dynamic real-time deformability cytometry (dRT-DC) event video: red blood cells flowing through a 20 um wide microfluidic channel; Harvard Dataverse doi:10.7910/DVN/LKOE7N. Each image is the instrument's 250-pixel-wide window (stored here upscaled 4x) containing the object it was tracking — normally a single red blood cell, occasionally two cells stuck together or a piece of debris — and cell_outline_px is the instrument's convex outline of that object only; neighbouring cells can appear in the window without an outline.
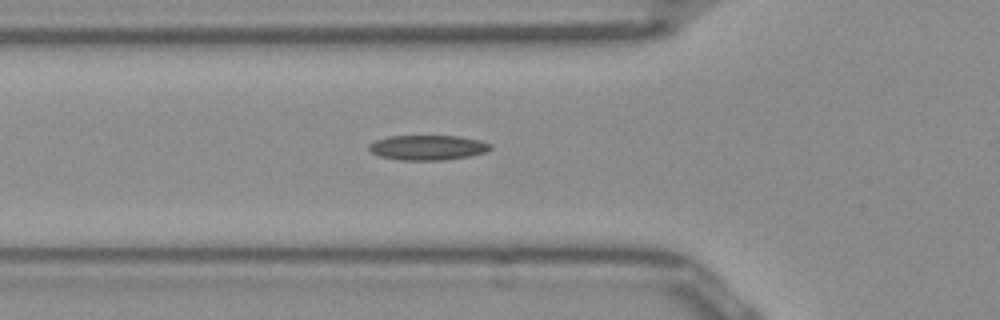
{"species": "Egyptian fruit bat (a non-hibernating species)", "species_latin": "Rousettus aegyptiacus", "temperature_condition": "room temperature", "stored_images_in_passage": 37, "camera_frame_rate_fps": 3000, "um_per_image_px": 0.085, "frame": {"image": 1, "passage_image": 9, "time_ms": 2.667, "image_size_px": [1000, 320], "cell_outline_px": [[492, 148], [484, 152], [468, 156], [444, 160], [400, 160], [380, 156], [372, 152], [368, 148], [368, 144], [376, 140], [388, 136], [460, 136], [480, 140], [492, 144]], "centroid_in_image_um": [36.35, 12.53], "position_along_channel_um": 89.4, "area_um2": 17.63}}
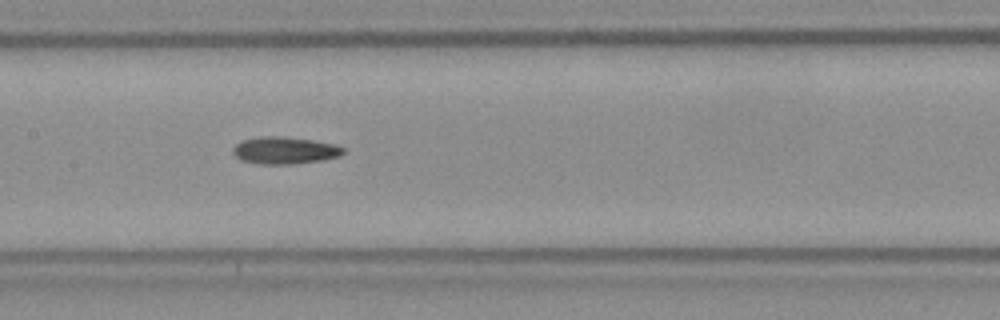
{"frame": {"image": 2, "passage_image": 16, "time_ms": 5.0, "image_size_px": [1000, 320], "cell_outline_px": [[344, 152], [340, 156], [324, 160], [292, 164], [260, 164], [240, 160], [232, 152], [232, 148], [240, 140], [260, 136], [284, 136], [312, 140], [336, 144], [344, 148]], "centroid_in_image_um": [24.19, 12.78], "position_along_channel_um": 183.2, "area_um2": 17.69}}
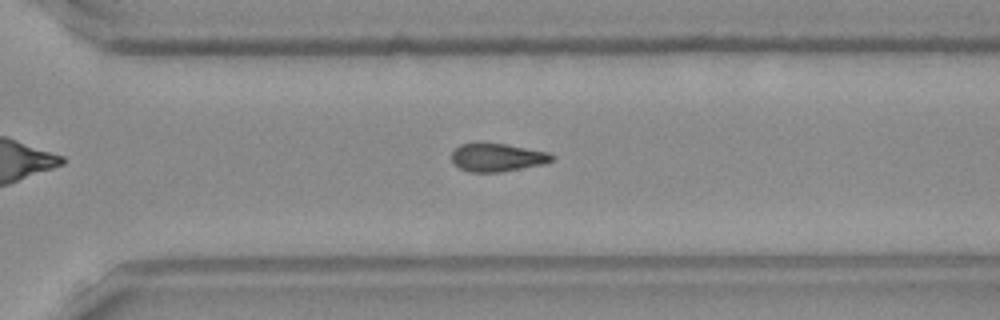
{"frame": {"image": 3, "passage_image": 27, "time_ms": 8.667, "image_size_px": [1000, 320], "cell_outline_px": [[556, 156], [552, 160], [544, 164], [500, 172], [468, 172], [460, 168], [452, 160], [452, 152], [460, 144], [476, 140], [480, 140], [504, 144], [548, 152]], "centroid_in_image_um": [42.23, 13.34], "position_along_channel_um": 328.4, "area_um2": 16.82}}